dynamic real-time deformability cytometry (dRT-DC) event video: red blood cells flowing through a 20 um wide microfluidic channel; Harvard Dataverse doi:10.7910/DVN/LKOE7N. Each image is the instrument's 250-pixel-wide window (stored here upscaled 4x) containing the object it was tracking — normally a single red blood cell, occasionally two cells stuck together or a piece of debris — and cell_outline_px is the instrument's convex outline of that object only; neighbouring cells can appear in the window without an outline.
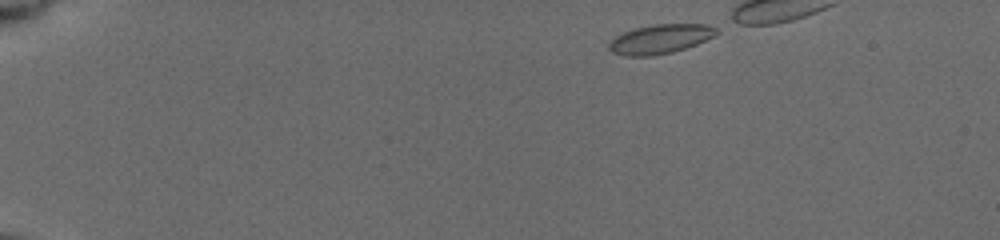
{"species": "common noctule bat (a hibernating species)", "species_latin": "Nyctalus noctula", "temperature_condition": "cold", "stored_images_in_passage": 18, "camera_frame_rate_fps": 3000, "um_per_image_px": 0.085, "animal": {"sex": "female", "body_mass_g": 19.5, "forearm_length_mm": 54.1}, "frame": {"image": 1, "passage_image": 1, "time_ms": 0.0, "image_size_px": [1000, 240], "cell_outline_px": [[720, 32], [696, 44], [672, 52], [652, 56], [624, 56], [612, 52], [608, 48], [608, 44], [616, 36], [624, 32], [636, 28], [656, 24], [704, 24], [716, 28]], "centroid_in_image_um": [56.09, 3.32], "position_along_channel_um": 28.9, "area_um2": 18.09}}
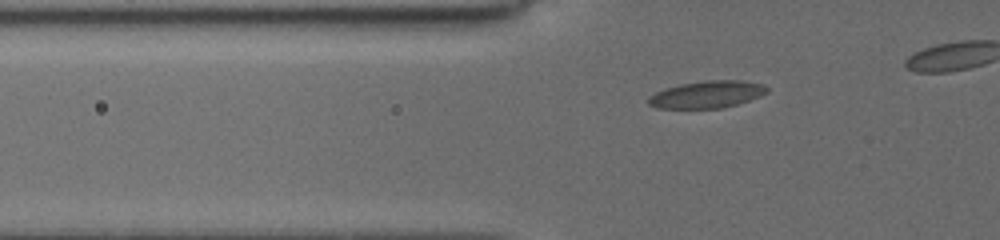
{"frame": {"image": 2, "passage_image": 11, "time_ms": 3.333, "image_size_px": [1000, 240], "cell_outline_px": [[768, 92], [760, 96], [736, 104], [720, 108], [656, 108], [648, 104], [648, 100], [656, 92], [680, 84], [704, 80], [740, 80], [760, 84], [768, 88]], "centroid_in_image_um": [60.1, 8.02], "position_along_channel_um": 65.7, "area_um2": 18.44}}
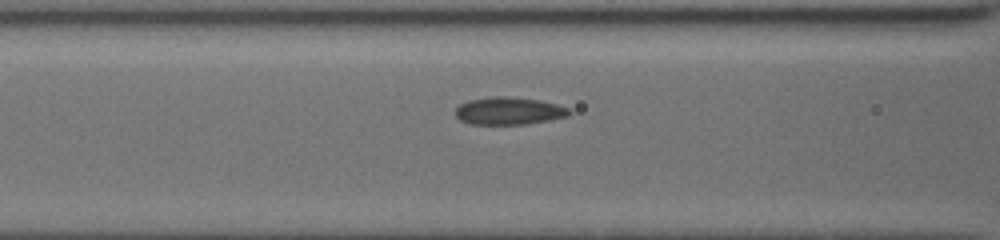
{"frame": {"image": 3, "passage_image": 16, "time_ms": 5.0, "image_size_px": [1000, 240], "cell_outline_px": [[572, 112], [568, 116], [548, 120], [524, 124], [472, 124], [460, 120], [456, 116], [456, 108], [460, 104], [468, 100], [496, 96], [504, 96], [540, 100], [572, 108]], "centroid_in_image_um": [43.28, 9.42], "position_along_channel_um": 123.3, "area_um2": 18.21}}